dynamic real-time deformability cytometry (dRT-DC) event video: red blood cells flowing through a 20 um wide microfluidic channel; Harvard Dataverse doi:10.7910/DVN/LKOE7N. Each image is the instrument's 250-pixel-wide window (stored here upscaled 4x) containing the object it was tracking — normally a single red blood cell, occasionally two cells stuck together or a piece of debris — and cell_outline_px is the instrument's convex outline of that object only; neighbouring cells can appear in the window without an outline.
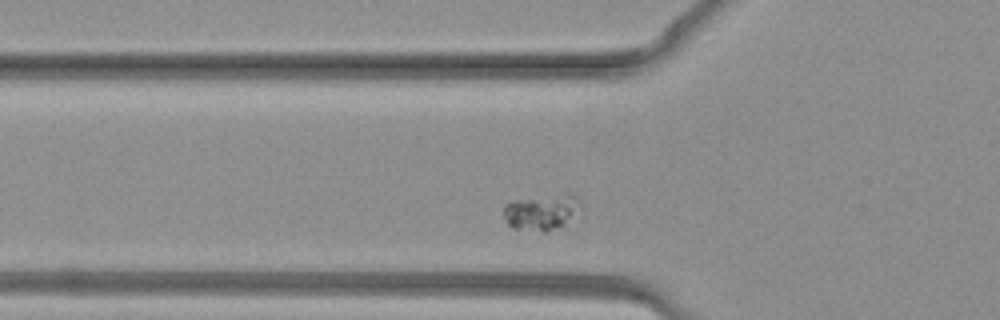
{"species": "common noctule bat (a hibernating species)", "species_latin": "Nyctalus noctula", "temperature_condition": "warm", "stored_images_in_passage": 28, "camera_frame_rate_fps": 3000, "um_per_image_px": 0.085, "animal": {"sex": "female", "body_mass_g": 19.3, "forearm_length_mm": 54.1}, "frame": {"image": 1, "passage_image": 5, "time_ms": 1.333, "image_size_px": [1000, 320], "cell_outline_px": [[584, 204], [560, 224], [548, 232], [544, 232], [512, 228], [508, 224], [504, 216], [504, 204], [512, 200], [564, 192], [572, 192]], "centroid_in_image_um": [46.0, 17.96], "position_along_channel_um": 79.8, "area_um2": 16.07}}
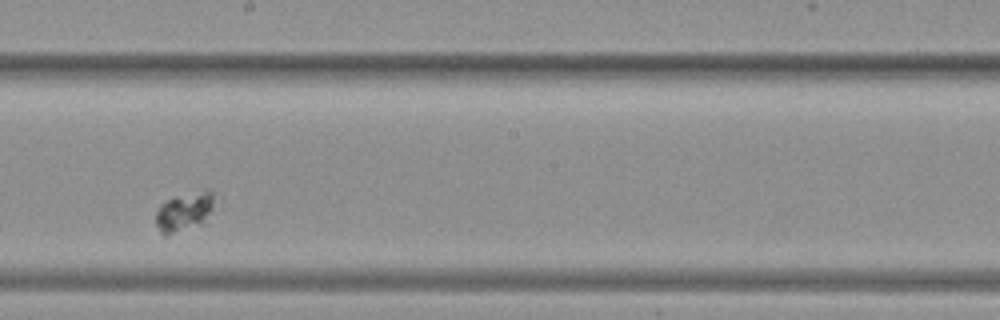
{"frame": {"image": 2, "passage_image": 14, "time_ms": 4.333, "image_size_px": [1000, 320], "cell_outline_px": [[216, 192], [212, 212], [208, 224], [164, 236], [160, 232], [156, 224], [156, 212], [160, 204], [176, 196], [204, 188]], "centroid_in_image_um": [15.76, 18.0], "position_along_channel_um": 232.4, "area_um2": 14.16}}
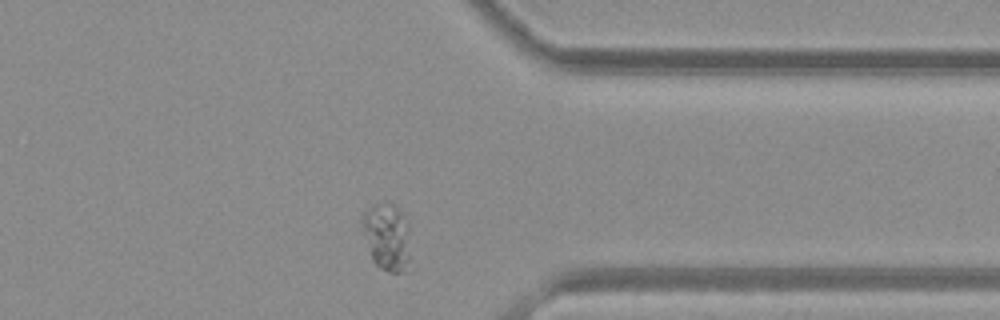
{"frame": {"image": 3, "passage_image": 23, "time_ms": 7.333, "image_size_px": [1000, 320], "cell_outline_px": [[408, 272], [388, 272], [380, 268], [372, 260], [360, 224], [360, 216], [364, 208], [380, 200], [388, 200], [396, 204], [408, 220]], "centroid_in_image_um": [32.84, 20.02], "position_along_channel_um": 378.6, "area_um2": 19.83}}